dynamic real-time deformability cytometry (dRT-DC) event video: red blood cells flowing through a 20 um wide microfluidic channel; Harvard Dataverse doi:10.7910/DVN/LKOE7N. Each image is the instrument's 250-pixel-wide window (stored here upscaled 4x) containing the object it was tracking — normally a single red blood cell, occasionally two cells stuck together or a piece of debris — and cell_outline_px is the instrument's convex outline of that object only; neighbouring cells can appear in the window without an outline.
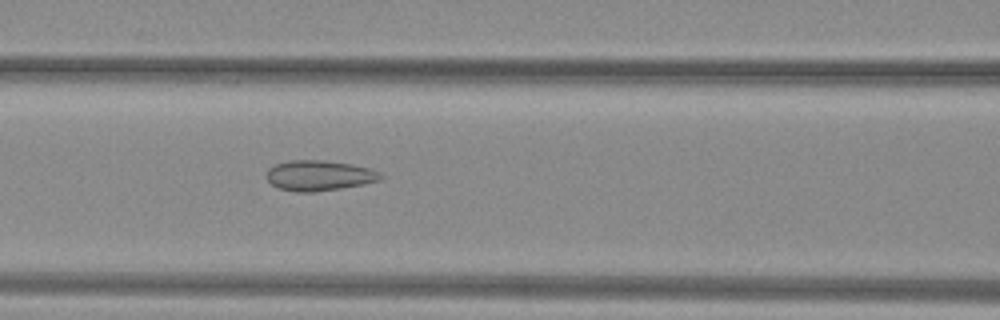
{"species": "common noctule bat (a hibernating species)", "species_latin": "Nyctalus noctula", "temperature_condition": "warm", "stored_images_in_passage": 51, "camera_frame_rate_fps": 3000, "um_per_image_px": 0.085, "animal": {"sex": "female", "body_mass_g": 29.2, "forearm_length_mm": 56.3}, "frame": {"image": 1, "passage_image": 22, "time_ms": 7.0, "image_size_px": [1000, 320], "cell_outline_px": [[384, 176], [380, 180], [364, 184], [316, 192], [296, 192], [276, 188], [268, 180], [268, 168], [276, 164], [288, 160], [320, 160], [352, 164], [372, 168], [380, 172]], "centroid_in_image_um": [27.15, 14.92], "position_along_channel_um": 139.4, "area_um2": 20.29}}
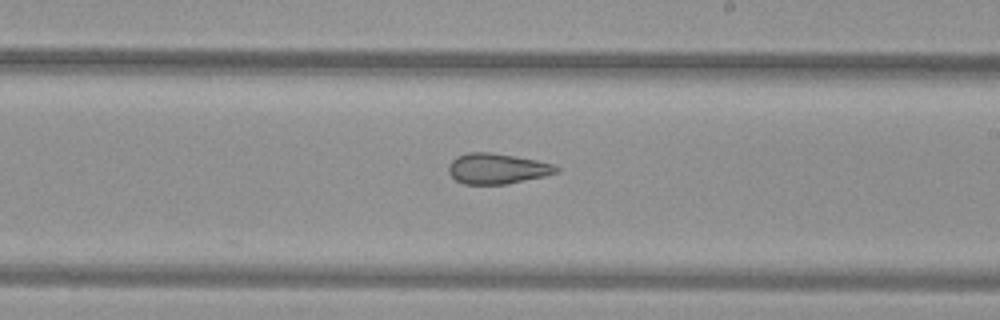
{"frame": {"image": 2, "passage_image": 30, "time_ms": 9.667, "image_size_px": [1000, 320], "cell_outline_px": [[560, 172], [544, 176], [508, 184], [464, 184], [456, 180], [448, 172], [448, 164], [456, 156], [468, 152], [488, 152], [516, 156], [536, 160], [552, 164], [560, 168]], "centroid_in_image_um": [42.25, 14.33], "position_along_channel_um": 246.8, "area_um2": 19.25}}
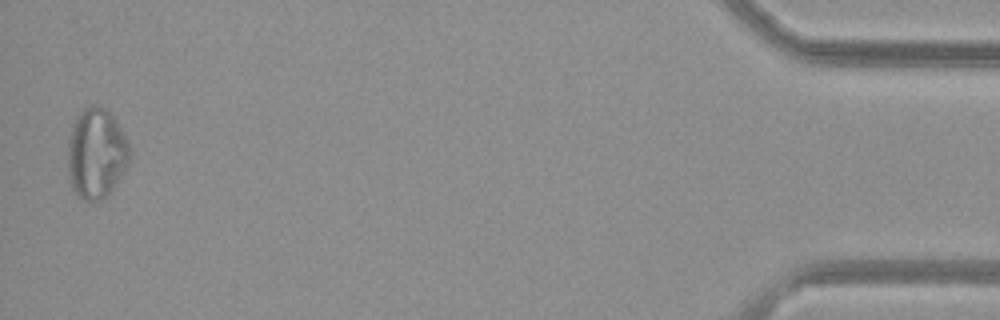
{"frame": {"image": 3, "passage_image": 50, "time_ms": 16.333, "image_size_px": [1000, 320], "cell_outline_px": [[128, 164], [112, 188], [100, 200], [84, 200], [72, 188], [68, 180], [68, 140], [72, 124], [76, 116], [84, 108], [92, 104], [100, 104], [116, 120], [128, 144]], "centroid_in_image_um": [8.14, 13.0], "position_along_channel_um": 427.1, "area_um2": 32.14}, "authors_computed_cell_mechanics": {"area_um2": 24.276, "velocity_mm_per_s": 4.0393, "shape_relaxation_time_tau1_ms": null, "shape_relaxation_time_tau2_ms": 1.8885, "deformation_change_tau1": null, "deformation_change_tau2": 0.0772}}